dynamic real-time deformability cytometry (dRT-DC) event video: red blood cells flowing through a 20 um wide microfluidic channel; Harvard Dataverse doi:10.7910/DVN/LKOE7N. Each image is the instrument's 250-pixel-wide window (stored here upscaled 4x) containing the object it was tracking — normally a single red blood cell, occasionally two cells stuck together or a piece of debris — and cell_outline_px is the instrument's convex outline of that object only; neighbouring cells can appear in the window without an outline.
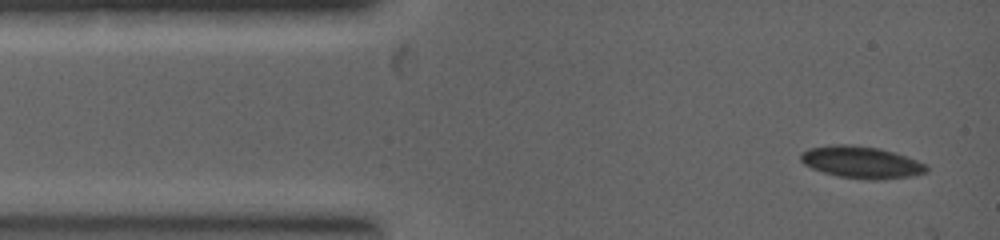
{"species": "common noctule bat (a hibernating species)", "species_latin": "Nyctalus noctula", "temperature_condition": "warm", "stored_images_in_passage": 3, "camera_frame_rate_fps": 5000, "um_per_image_px": 0.085, "animal": {"sex": "female", "body_mass_g": 19.0, "forearm_length_mm": 53.3}, "frame": {"image": 1, "passage_image": 1, "time_ms": 0.0, "image_size_px": [1000, 240], "cell_outline_px": [[928, 172], [912, 176], [880, 180], [872, 180], [836, 176], [812, 168], [804, 164], [800, 160], [800, 152], [808, 148], [832, 144], [848, 144], [880, 148], [928, 164]], "centroid_in_image_um": [73.2, 13.79], "position_along_channel_um": 11.8, "area_um2": 23.58}}